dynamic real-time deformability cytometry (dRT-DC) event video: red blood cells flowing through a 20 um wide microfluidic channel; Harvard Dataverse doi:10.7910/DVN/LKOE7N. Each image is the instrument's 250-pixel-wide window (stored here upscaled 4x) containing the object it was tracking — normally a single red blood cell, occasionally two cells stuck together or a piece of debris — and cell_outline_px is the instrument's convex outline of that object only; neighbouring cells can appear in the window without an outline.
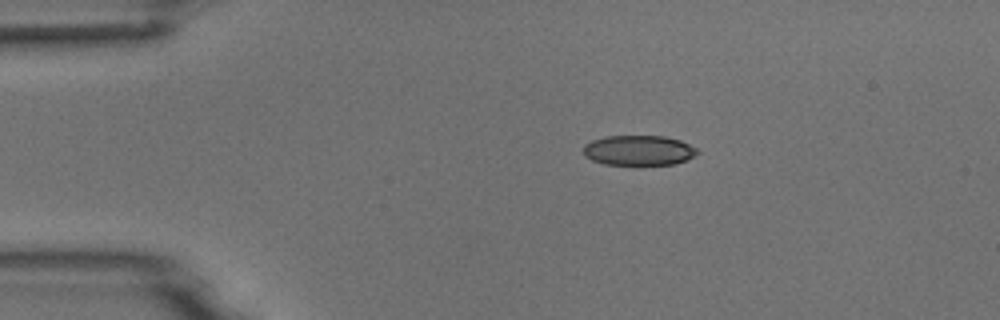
{"species": "common noctule bat (a hibernating species)", "species_latin": "Nyctalus noctula", "temperature_condition": "room temperature", "stored_images_in_passage": 6, "camera_frame_rate_fps": 3000, "um_per_image_px": 0.085, "animal": {"sex": "male", "body_mass_g": 18.8}, "frame": {"image": 1, "passage_image": 1, "time_ms": 0.0, "image_size_px": [1000, 320], "cell_outline_px": [[700, 152], [696, 156], [676, 164], [604, 164], [592, 160], [584, 156], [584, 144], [592, 140], [604, 136], [664, 136], [680, 140], [696, 148]], "centroid_in_image_um": [54.3, 12.77], "position_along_channel_um": 30.7, "area_um2": 20.0}}